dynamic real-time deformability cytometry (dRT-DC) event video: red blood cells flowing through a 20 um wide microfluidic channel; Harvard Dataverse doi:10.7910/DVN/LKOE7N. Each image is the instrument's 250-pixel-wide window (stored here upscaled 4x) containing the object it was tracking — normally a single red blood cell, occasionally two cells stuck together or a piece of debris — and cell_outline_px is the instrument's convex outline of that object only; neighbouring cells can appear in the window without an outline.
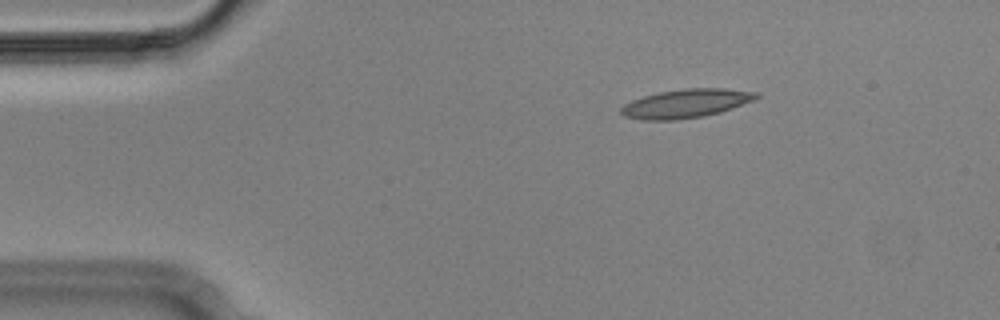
{"species": "Egyptian fruit bat (a non-hibernating species)", "species_latin": "Rousettus aegyptiacus", "temperature_condition": "cold", "stored_images_in_passage": 4, "camera_frame_rate_fps": 3000, "um_per_image_px": 0.085, "animal": {"sex": "male"}, "frame": {"image": 1, "passage_image": 3, "time_ms": 0.667, "image_size_px": [1000, 320], "cell_outline_px": [[760, 96], [756, 100], [720, 112], [704, 116], [676, 120], [640, 120], [624, 116], [620, 112], [620, 108], [624, 104], [632, 100], [644, 96], [660, 92], [684, 88], [724, 88], [756, 92]], "centroid_in_image_um": [58.31, 8.8], "position_along_channel_um": 26.7, "area_um2": 22.72}}